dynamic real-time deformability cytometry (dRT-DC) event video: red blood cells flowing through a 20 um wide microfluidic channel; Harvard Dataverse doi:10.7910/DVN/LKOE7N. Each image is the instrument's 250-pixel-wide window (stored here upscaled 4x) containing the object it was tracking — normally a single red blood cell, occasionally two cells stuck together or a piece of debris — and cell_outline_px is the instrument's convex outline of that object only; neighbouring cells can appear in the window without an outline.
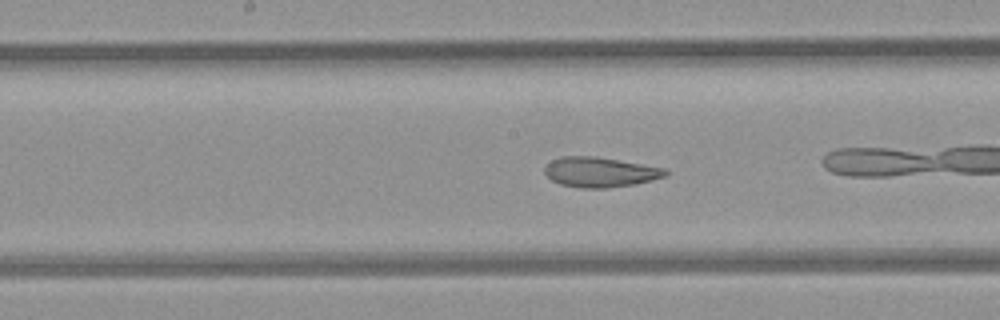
{"species": "common noctule bat (a hibernating species)", "species_latin": "Nyctalus noctula", "temperature_condition": "room temperature", "stored_images_in_passage": 36, "camera_frame_rate_fps": 3000, "um_per_image_px": 0.085, "animal": {"sex": "female", "body_mass_g": 21.9}, "frame": {"image": 1, "passage_image": 11, "time_ms": 3.333, "image_size_px": [1000, 320], "cell_outline_px": [[668, 176], [636, 184], [608, 188], [580, 188], [560, 184], [552, 180], [544, 172], [544, 164], [560, 156], [596, 156], [668, 168]], "centroid_in_image_um": [51.03, 14.62], "position_along_channel_um": 197.2, "area_um2": 21.5}, "authors_computed_cell_mechanics": {"area_um2": 21.7039, "velocity_mm_per_s": 3.9522, "shape_relaxation_time_tau1_ms": null, "shape_relaxation_time_tau2_ms": 2.0348, "deformation_change_tau1": null, "deformation_change_tau2": 0.087}}